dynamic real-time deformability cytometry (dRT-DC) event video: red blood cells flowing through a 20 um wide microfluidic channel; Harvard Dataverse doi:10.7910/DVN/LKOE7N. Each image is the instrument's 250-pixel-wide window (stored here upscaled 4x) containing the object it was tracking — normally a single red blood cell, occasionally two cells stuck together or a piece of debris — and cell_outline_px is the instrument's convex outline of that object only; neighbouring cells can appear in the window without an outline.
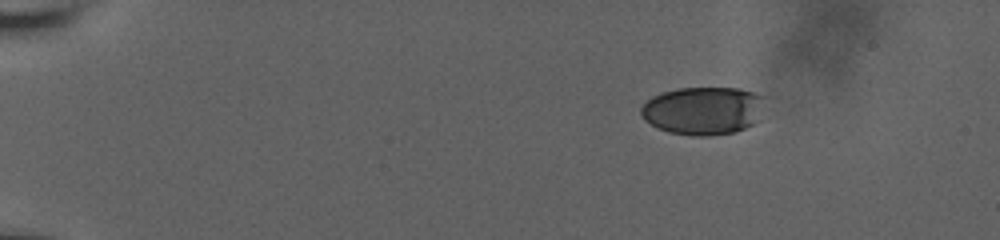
{"species": "human", "species_latin": "Homo sapiens", "temperature_condition": "room temperature", "stored_images_in_passage": 46, "camera_frame_rate_fps": 3000, "um_per_image_px": 0.085, "donor": {"sex": "male"}, "frame": {"image": 1, "passage_image": 1, "time_ms": 0.0, "image_size_px": [1000, 240], "cell_outline_px": [[764, 96], [760, 120], [736, 132], [708, 136], [692, 136], [668, 132], [656, 128], [644, 120], [640, 112], [640, 108], [652, 96], [664, 92], [680, 88], [740, 88]], "centroid_in_image_um": [59.77, 9.42], "position_along_channel_um": 25.2, "area_um2": 34.91}}
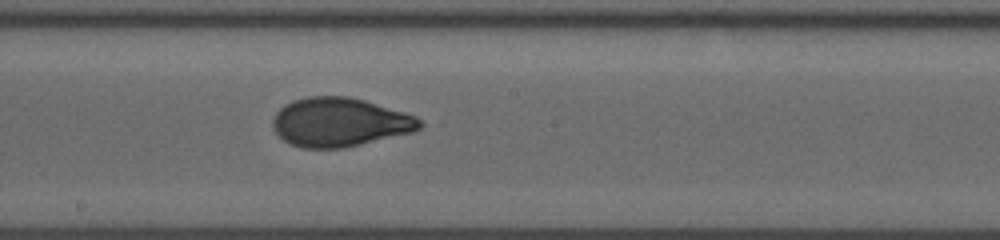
{"frame": {"image": 2, "passage_image": 24, "time_ms": 8.333, "image_size_px": [1000, 240], "cell_outline_px": [[424, 124], [420, 128], [412, 132], [344, 148], [300, 148], [288, 144], [272, 128], [272, 120], [276, 112], [284, 104], [292, 100], [308, 96], [348, 96], [364, 100], [404, 112], [416, 116]], "centroid_in_image_um": [28.84, 10.39], "position_along_channel_um": 219.4, "area_um2": 42.02}}
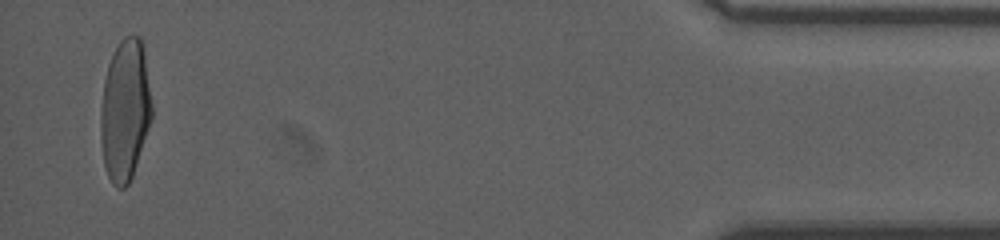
{"frame": {"image": 3, "passage_image": 45, "time_ms": 15.667, "image_size_px": [1000, 240], "cell_outline_px": [[152, 116], [132, 176], [128, 184], [124, 188], [116, 188], [112, 184], [104, 168], [100, 140], [100, 112], [104, 80], [108, 64], [120, 40], [124, 36], [140, 36], [144, 48], [152, 104]], "centroid_in_image_um": [10.61, 9.37], "position_along_channel_um": 424.6, "area_um2": 42.31}, "authors_computed_cell_mechanics": {"area_um2": 41.2114, "velocity_mm_per_s": 3.7772, "shape_relaxation_time_tau1_ms": 5.5731, "shape_relaxation_time_tau2_ms": null, "deformation_change_tau1": 0.2042, "deformation_change_tau2": null}}